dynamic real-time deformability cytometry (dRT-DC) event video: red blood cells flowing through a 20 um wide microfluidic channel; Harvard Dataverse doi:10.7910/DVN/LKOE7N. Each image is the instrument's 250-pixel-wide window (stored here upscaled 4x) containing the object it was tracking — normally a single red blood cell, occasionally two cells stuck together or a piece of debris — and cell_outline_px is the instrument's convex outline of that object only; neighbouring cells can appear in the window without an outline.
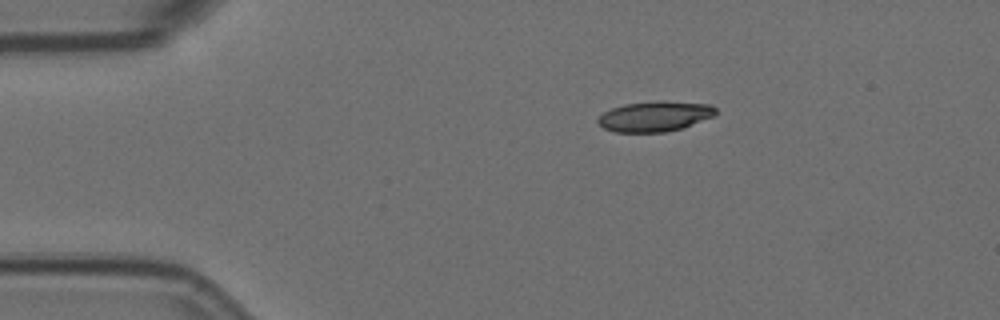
{"species": "Egyptian fruit bat (a non-hibernating species)", "species_latin": "Rousettus aegyptiacus", "temperature_condition": "room temperature", "stored_images_in_passage": 4, "camera_frame_rate_fps": 3000, "um_per_image_px": 0.085, "animal": {"sex": "female"}, "frame": {"image": 1, "passage_image": 1, "time_ms": 0.0, "image_size_px": [1000, 320], "cell_outline_px": [[716, 116], [684, 128], [664, 132], [616, 132], [604, 128], [596, 120], [604, 112], [612, 108], [624, 104], [660, 100], [664, 100], [712, 104], [716, 108]], "centroid_in_image_um": [55.73, 9.88], "position_along_channel_um": 29.3, "area_um2": 21.1}}
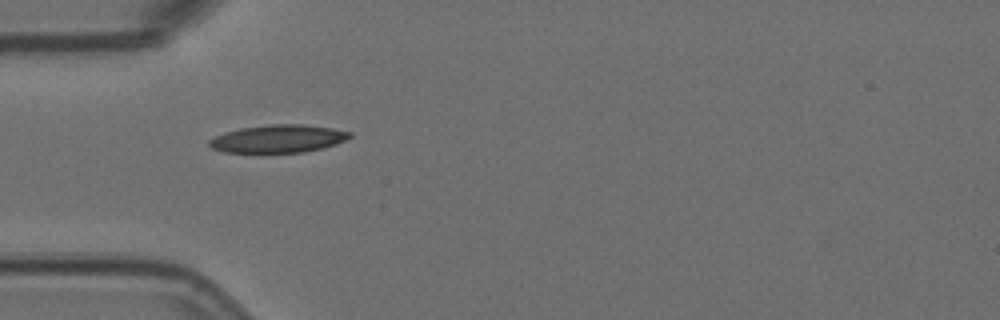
{"frame": {"image": 2, "passage_image": 3, "time_ms": 0.667, "image_size_px": [1000, 320], "cell_outline_px": [[352, 136], [336, 144], [304, 152], [224, 152], [212, 148], [208, 144], [208, 140], [224, 132], [240, 128], [268, 124], [304, 124], [332, 128], [352, 132]], "centroid_in_image_um": [23.63, 11.78], "position_along_channel_um": 61.4, "area_um2": 22.72}}
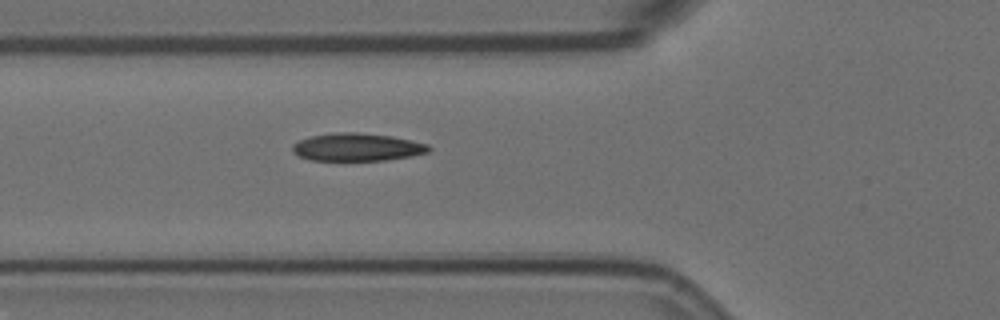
{"frame": {"image": 3, "passage_image": 4, "time_ms": 1.0, "image_size_px": [1000, 320], "cell_outline_px": [[432, 148], [428, 152], [412, 156], [384, 160], [312, 160], [300, 156], [292, 152], [292, 144], [308, 136], [336, 132], [356, 132], [392, 136], [428, 144]], "centroid_in_image_um": [30.35, 12.5], "position_along_channel_um": 95.5, "area_um2": 22.08}}